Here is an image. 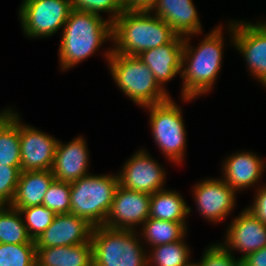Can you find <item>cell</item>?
<instances>
[{"label":"cell","mask_w":266,"mask_h":266,"mask_svg":"<svg viewBox=\"0 0 266 266\" xmlns=\"http://www.w3.org/2000/svg\"><path fill=\"white\" fill-rule=\"evenodd\" d=\"M221 23L211 30L198 43V46H191V38L194 34L184 38L182 53V78L181 98L182 101H192L199 96L208 94L215 82L222 67L224 37ZM208 92V93H207Z\"/></svg>","instance_id":"6da1fadb"},{"label":"cell","mask_w":266,"mask_h":266,"mask_svg":"<svg viewBox=\"0 0 266 266\" xmlns=\"http://www.w3.org/2000/svg\"><path fill=\"white\" fill-rule=\"evenodd\" d=\"M111 36V52L138 56L170 43L177 34L149 9H141L124 10L111 24Z\"/></svg>","instance_id":"7a4b0ae2"},{"label":"cell","mask_w":266,"mask_h":266,"mask_svg":"<svg viewBox=\"0 0 266 266\" xmlns=\"http://www.w3.org/2000/svg\"><path fill=\"white\" fill-rule=\"evenodd\" d=\"M59 44L60 69L67 71L112 41L111 23L90 12L72 10L62 29Z\"/></svg>","instance_id":"3957f363"},{"label":"cell","mask_w":266,"mask_h":266,"mask_svg":"<svg viewBox=\"0 0 266 266\" xmlns=\"http://www.w3.org/2000/svg\"><path fill=\"white\" fill-rule=\"evenodd\" d=\"M104 57L117 87L139 107L159 104L172 98L138 56L122 55L108 48Z\"/></svg>","instance_id":"277c9868"},{"label":"cell","mask_w":266,"mask_h":266,"mask_svg":"<svg viewBox=\"0 0 266 266\" xmlns=\"http://www.w3.org/2000/svg\"><path fill=\"white\" fill-rule=\"evenodd\" d=\"M137 232L94 226L93 266H148L147 250Z\"/></svg>","instance_id":"5b68a950"},{"label":"cell","mask_w":266,"mask_h":266,"mask_svg":"<svg viewBox=\"0 0 266 266\" xmlns=\"http://www.w3.org/2000/svg\"><path fill=\"white\" fill-rule=\"evenodd\" d=\"M70 213L102 226L119 186L118 174H87L70 183Z\"/></svg>","instance_id":"8992f818"},{"label":"cell","mask_w":266,"mask_h":266,"mask_svg":"<svg viewBox=\"0 0 266 266\" xmlns=\"http://www.w3.org/2000/svg\"><path fill=\"white\" fill-rule=\"evenodd\" d=\"M150 112V129L162 154L171 163L181 164L186 148V129L181 106L169 98L167 101L142 107Z\"/></svg>","instance_id":"52a82bcc"},{"label":"cell","mask_w":266,"mask_h":266,"mask_svg":"<svg viewBox=\"0 0 266 266\" xmlns=\"http://www.w3.org/2000/svg\"><path fill=\"white\" fill-rule=\"evenodd\" d=\"M18 10L24 36L37 39L62 30L73 8L70 0H23Z\"/></svg>","instance_id":"ba28073f"},{"label":"cell","mask_w":266,"mask_h":266,"mask_svg":"<svg viewBox=\"0 0 266 266\" xmlns=\"http://www.w3.org/2000/svg\"><path fill=\"white\" fill-rule=\"evenodd\" d=\"M230 40L235 49L241 53L247 70L262 86L266 87V21L250 23L249 21H230L228 27Z\"/></svg>","instance_id":"9c48e42d"},{"label":"cell","mask_w":266,"mask_h":266,"mask_svg":"<svg viewBox=\"0 0 266 266\" xmlns=\"http://www.w3.org/2000/svg\"><path fill=\"white\" fill-rule=\"evenodd\" d=\"M146 149L136 151L118 171L119 185L125 189L153 194L163 190L166 172Z\"/></svg>","instance_id":"30bf717a"},{"label":"cell","mask_w":266,"mask_h":266,"mask_svg":"<svg viewBox=\"0 0 266 266\" xmlns=\"http://www.w3.org/2000/svg\"><path fill=\"white\" fill-rule=\"evenodd\" d=\"M151 194L118 186L103 226L112 229L138 230L149 218Z\"/></svg>","instance_id":"8fae6325"},{"label":"cell","mask_w":266,"mask_h":266,"mask_svg":"<svg viewBox=\"0 0 266 266\" xmlns=\"http://www.w3.org/2000/svg\"><path fill=\"white\" fill-rule=\"evenodd\" d=\"M192 192L197 211L209 222L217 224L233 213L237 192L222 178L202 179L195 184Z\"/></svg>","instance_id":"7c38bea8"},{"label":"cell","mask_w":266,"mask_h":266,"mask_svg":"<svg viewBox=\"0 0 266 266\" xmlns=\"http://www.w3.org/2000/svg\"><path fill=\"white\" fill-rule=\"evenodd\" d=\"M21 120L19 115L21 172L51 170L58 140Z\"/></svg>","instance_id":"4fadbf2b"},{"label":"cell","mask_w":266,"mask_h":266,"mask_svg":"<svg viewBox=\"0 0 266 266\" xmlns=\"http://www.w3.org/2000/svg\"><path fill=\"white\" fill-rule=\"evenodd\" d=\"M226 230L225 241L221 244L232 254L234 250L241 252L240 260L266 246V225L246 208L235 216Z\"/></svg>","instance_id":"5bb4252c"},{"label":"cell","mask_w":266,"mask_h":266,"mask_svg":"<svg viewBox=\"0 0 266 266\" xmlns=\"http://www.w3.org/2000/svg\"><path fill=\"white\" fill-rule=\"evenodd\" d=\"M93 227L83 217L71 213L56 214L52 224L35 240V246L46 248L88 243Z\"/></svg>","instance_id":"9a60e30c"},{"label":"cell","mask_w":266,"mask_h":266,"mask_svg":"<svg viewBox=\"0 0 266 266\" xmlns=\"http://www.w3.org/2000/svg\"><path fill=\"white\" fill-rule=\"evenodd\" d=\"M86 143L81 136L73 138L69 143L58 140L51 169L56 180L72 183L90 173Z\"/></svg>","instance_id":"2e32d148"},{"label":"cell","mask_w":266,"mask_h":266,"mask_svg":"<svg viewBox=\"0 0 266 266\" xmlns=\"http://www.w3.org/2000/svg\"><path fill=\"white\" fill-rule=\"evenodd\" d=\"M221 177L236 192L259 185L266 161L250 151H240L223 160Z\"/></svg>","instance_id":"e0dca14e"},{"label":"cell","mask_w":266,"mask_h":266,"mask_svg":"<svg viewBox=\"0 0 266 266\" xmlns=\"http://www.w3.org/2000/svg\"><path fill=\"white\" fill-rule=\"evenodd\" d=\"M184 38L177 35L170 43L145 50L138 55L164 90L167 82L176 75H181Z\"/></svg>","instance_id":"ac0fdd59"},{"label":"cell","mask_w":266,"mask_h":266,"mask_svg":"<svg viewBox=\"0 0 266 266\" xmlns=\"http://www.w3.org/2000/svg\"><path fill=\"white\" fill-rule=\"evenodd\" d=\"M193 0H155L151 13L164 20L179 36L199 35L202 25Z\"/></svg>","instance_id":"d6986e66"},{"label":"cell","mask_w":266,"mask_h":266,"mask_svg":"<svg viewBox=\"0 0 266 266\" xmlns=\"http://www.w3.org/2000/svg\"><path fill=\"white\" fill-rule=\"evenodd\" d=\"M54 179L51 170L21 172L10 206L22 209L42 205L45 193Z\"/></svg>","instance_id":"ffe728a7"},{"label":"cell","mask_w":266,"mask_h":266,"mask_svg":"<svg viewBox=\"0 0 266 266\" xmlns=\"http://www.w3.org/2000/svg\"><path fill=\"white\" fill-rule=\"evenodd\" d=\"M36 266H93L92 243L36 248Z\"/></svg>","instance_id":"44dd1931"},{"label":"cell","mask_w":266,"mask_h":266,"mask_svg":"<svg viewBox=\"0 0 266 266\" xmlns=\"http://www.w3.org/2000/svg\"><path fill=\"white\" fill-rule=\"evenodd\" d=\"M183 196L176 190L163 189L151 194L149 217L165 221L186 222L191 213Z\"/></svg>","instance_id":"7402d4cb"},{"label":"cell","mask_w":266,"mask_h":266,"mask_svg":"<svg viewBox=\"0 0 266 266\" xmlns=\"http://www.w3.org/2000/svg\"><path fill=\"white\" fill-rule=\"evenodd\" d=\"M142 225L139 236L141 240L144 239L142 243L149 246L147 249L177 242L185 238L188 233L186 222L165 221L149 217Z\"/></svg>","instance_id":"603a6c76"},{"label":"cell","mask_w":266,"mask_h":266,"mask_svg":"<svg viewBox=\"0 0 266 266\" xmlns=\"http://www.w3.org/2000/svg\"><path fill=\"white\" fill-rule=\"evenodd\" d=\"M0 164L21 167L19 113L14 109L0 123Z\"/></svg>","instance_id":"cb8c5ba5"},{"label":"cell","mask_w":266,"mask_h":266,"mask_svg":"<svg viewBox=\"0 0 266 266\" xmlns=\"http://www.w3.org/2000/svg\"><path fill=\"white\" fill-rule=\"evenodd\" d=\"M19 210L10 205L0 206V243L35 244L29 236Z\"/></svg>","instance_id":"d4e9b609"},{"label":"cell","mask_w":266,"mask_h":266,"mask_svg":"<svg viewBox=\"0 0 266 266\" xmlns=\"http://www.w3.org/2000/svg\"><path fill=\"white\" fill-rule=\"evenodd\" d=\"M148 266H185L191 260V250L185 239L174 243L161 244L149 249Z\"/></svg>","instance_id":"484cf974"},{"label":"cell","mask_w":266,"mask_h":266,"mask_svg":"<svg viewBox=\"0 0 266 266\" xmlns=\"http://www.w3.org/2000/svg\"><path fill=\"white\" fill-rule=\"evenodd\" d=\"M0 266H36L35 244L0 243Z\"/></svg>","instance_id":"4316f807"},{"label":"cell","mask_w":266,"mask_h":266,"mask_svg":"<svg viewBox=\"0 0 266 266\" xmlns=\"http://www.w3.org/2000/svg\"><path fill=\"white\" fill-rule=\"evenodd\" d=\"M19 210L21 216H24L23 222L27 232L32 240H36L53 222L56 215L46 206L25 207Z\"/></svg>","instance_id":"83f0119b"},{"label":"cell","mask_w":266,"mask_h":266,"mask_svg":"<svg viewBox=\"0 0 266 266\" xmlns=\"http://www.w3.org/2000/svg\"><path fill=\"white\" fill-rule=\"evenodd\" d=\"M70 192V183L54 179L45 193L42 205L56 214H68L70 213Z\"/></svg>","instance_id":"f1b7e54d"},{"label":"cell","mask_w":266,"mask_h":266,"mask_svg":"<svg viewBox=\"0 0 266 266\" xmlns=\"http://www.w3.org/2000/svg\"><path fill=\"white\" fill-rule=\"evenodd\" d=\"M73 10L90 12L101 16L109 13L107 20L112 24L125 10L120 0H70Z\"/></svg>","instance_id":"f546056e"},{"label":"cell","mask_w":266,"mask_h":266,"mask_svg":"<svg viewBox=\"0 0 266 266\" xmlns=\"http://www.w3.org/2000/svg\"><path fill=\"white\" fill-rule=\"evenodd\" d=\"M228 251L221 243H212L205 248L199 261L200 266H240V259Z\"/></svg>","instance_id":"4dcf8cb0"},{"label":"cell","mask_w":266,"mask_h":266,"mask_svg":"<svg viewBox=\"0 0 266 266\" xmlns=\"http://www.w3.org/2000/svg\"><path fill=\"white\" fill-rule=\"evenodd\" d=\"M21 167L0 164V206L10 205L18 184Z\"/></svg>","instance_id":"1f68e13d"},{"label":"cell","mask_w":266,"mask_h":266,"mask_svg":"<svg viewBox=\"0 0 266 266\" xmlns=\"http://www.w3.org/2000/svg\"><path fill=\"white\" fill-rule=\"evenodd\" d=\"M258 187V189H255L253 203L246 209L266 225V184Z\"/></svg>","instance_id":"d6a6232c"},{"label":"cell","mask_w":266,"mask_h":266,"mask_svg":"<svg viewBox=\"0 0 266 266\" xmlns=\"http://www.w3.org/2000/svg\"><path fill=\"white\" fill-rule=\"evenodd\" d=\"M240 266H266V246L242 258Z\"/></svg>","instance_id":"836d02e7"},{"label":"cell","mask_w":266,"mask_h":266,"mask_svg":"<svg viewBox=\"0 0 266 266\" xmlns=\"http://www.w3.org/2000/svg\"><path fill=\"white\" fill-rule=\"evenodd\" d=\"M125 10L149 9L155 0H120Z\"/></svg>","instance_id":"e575fe53"},{"label":"cell","mask_w":266,"mask_h":266,"mask_svg":"<svg viewBox=\"0 0 266 266\" xmlns=\"http://www.w3.org/2000/svg\"><path fill=\"white\" fill-rule=\"evenodd\" d=\"M13 109L6 108L3 111H0V123L12 112Z\"/></svg>","instance_id":"d590c367"},{"label":"cell","mask_w":266,"mask_h":266,"mask_svg":"<svg viewBox=\"0 0 266 266\" xmlns=\"http://www.w3.org/2000/svg\"><path fill=\"white\" fill-rule=\"evenodd\" d=\"M185 266H200L199 262H189L188 264H186Z\"/></svg>","instance_id":"8d00e7d4"}]
</instances>
